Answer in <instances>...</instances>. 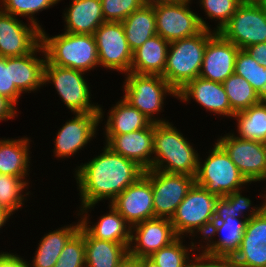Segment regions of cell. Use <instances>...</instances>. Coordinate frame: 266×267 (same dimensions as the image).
Returning a JSON list of instances; mask_svg holds the SVG:
<instances>
[{"instance_id":"1","label":"cell","mask_w":266,"mask_h":267,"mask_svg":"<svg viewBox=\"0 0 266 267\" xmlns=\"http://www.w3.org/2000/svg\"><path fill=\"white\" fill-rule=\"evenodd\" d=\"M103 152L80 165L76 172V181L81 198V212L88 214V209L103 199L114 200L129 185L135 183L144 174V169L135 161L115 153L105 146Z\"/></svg>"},{"instance_id":"2","label":"cell","mask_w":266,"mask_h":267,"mask_svg":"<svg viewBox=\"0 0 266 267\" xmlns=\"http://www.w3.org/2000/svg\"><path fill=\"white\" fill-rule=\"evenodd\" d=\"M169 122L154 123V144L151 169L195 177L199 157L183 134ZM166 163V164H165Z\"/></svg>"},{"instance_id":"3","label":"cell","mask_w":266,"mask_h":267,"mask_svg":"<svg viewBox=\"0 0 266 267\" xmlns=\"http://www.w3.org/2000/svg\"><path fill=\"white\" fill-rule=\"evenodd\" d=\"M41 44L44 48L43 54L50 64L83 72L99 65L94 35L64 32L48 37L42 29Z\"/></svg>"},{"instance_id":"4","label":"cell","mask_w":266,"mask_h":267,"mask_svg":"<svg viewBox=\"0 0 266 267\" xmlns=\"http://www.w3.org/2000/svg\"><path fill=\"white\" fill-rule=\"evenodd\" d=\"M215 33L203 29L195 36L169 43L162 76L177 92L199 77L207 42Z\"/></svg>"},{"instance_id":"5","label":"cell","mask_w":266,"mask_h":267,"mask_svg":"<svg viewBox=\"0 0 266 267\" xmlns=\"http://www.w3.org/2000/svg\"><path fill=\"white\" fill-rule=\"evenodd\" d=\"M220 199L221 197L210 194L204 187L194 183L171 218L176 235L182 237L184 233L193 235L200 232L202 238H205L214 222V213Z\"/></svg>"},{"instance_id":"6","label":"cell","mask_w":266,"mask_h":267,"mask_svg":"<svg viewBox=\"0 0 266 267\" xmlns=\"http://www.w3.org/2000/svg\"><path fill=\"white\" fill-rule=\"evenodd\" d=\"M200 161L195 183L210 194L223 198L249 183L217 142L205 162Z\"/></svg>"},{"instance_id":"7","label":"cell","mask_w":266,"mask_h":267,"mask_svg":"<svg viewBox=\"0 0 266 267\" xmlns=\"http://www.w3.org/2000/svg\"><path fill=\"white\" fill-rule=\"evenodd\" d=\"M191 0H161L151 3L155 11L157 34L166 41L189 38L203 29L211 30L208 24L189 9Z\"/></svg>"},{"instance_id":"8","label":"cell","mask_w":266,"mask_h":267,"mask_svg":"<svg viewBox=\"0 0 266 267\" xmlns=\"http://www.w3.org/2000/svg\"><path fill=\"white\" fill-rule=\"evenodd\" d=\"M126 74L123 98L153 123L168 122L156 119L153 115L161 112L164 97L167 93L177 98V91L161 75L136 74L133 72Z\"/></svg>"},{"instance_id":"9","label":"cell","mask_w":266,"mask_h":267,"mask_svg":"<svg viewBox=\"0 0 266 267\" xmlns=\"http://www.w3.org/2000/svg\"><path fill=\"white\" fill-rule=\"evenodd\" d=\"M85 72L50 64L44 66V84L52 81L64 104L73 113H100V106L90 103V88Z\"/></svg>"},{"instance_id":"10","label":"cell","mask_w":266,"mask_h":267,"mask_svg":"<svg viewBox=\"0 0 266 267\" xmlns=\"http://www.w3.org/2000/svg\"><path fill=\"white\" fill-rule=\"evenodd\" d=\"M218 33L239 49L266 42L265 4L242 3Z\"/></svg>"},{"instance_id":"11","label":"cell","mask_w":266,"mask_h":267,"mask_svg":"<svg viewBox=\"0 0 266 267\" xmlns=\"http://www.w3.org/2000/svg\"><path fill=\"white\" fill-rule=\"evenodd\" d=\"M152 185L155 218L170 219L195 183V177L149 169L143 174Z\"/></svg>"},{"instance_id":"12","label":"cell","mask_w":266,"mask_h":267,"mask_svg":"<svg viewBox=\"0 0 266 267\" xmlns=\"http://www.w3.org/2000/svg\"><path fill=\"white\" fill-rule=\"evenodd\" d=\"M266 199V195L264 197ZM239 249L232 257L234 267H266V200L249 210Z\"/></svg>"},{"instance_id":"13","label":"cell","mask_w":266,"mask_h":267,"mask_svg":"<svg viewBox=\"0 0 266 267\" xmlns=\"http://www.w3.org/2000/svg\"><path fill=\"white\" fill-rule=\"evenodd\" d=\"M217 143L226 151L245 179L251 184L266 180V145L241 139L234 134L221 136Z\"/></svg>"},{"instance_id":"14","label":"cell","mask_w":266,"mask_h":267,"mask_svg":"<svg viewBox=\"0 0 266 267\" xmlns=\"http://www.w3.org/2000/svg\"><path fill=\"white\" fill-rule=\"evenodd\" d=\"M99 65L129 73L133 60L122 22H104L94 32Z\"/></svg>"},{"instance_id":"15","label":"cell","mask_w":266,"mask_h":267,"mask_svg":"<svg viewBox=\"0 0 266 267\" xmlns=\"http://www.w3.org/2000/svg\"><path fill=\"white\" fill-rule=\"evenodd\" d=\"M41 44V29L25 25L17 17L0 9V56L20 57L33 52Z\"/></svg>"},{"instance_id":"16","label":"cell","mask_w":266,"mask_h":267,"mask_svg":"<svg viewBox=\"0 0 266 267\" xmlns=\"http://www.w3.org/2000/svg\"><path fill=\"white\" fill-rule=\"evenodd\" d=\"M110 204L131 227L155 218L152 185L144 175L129 185Z\"/></svg>"},{"instance_id":"17","label":"cell","mask_w":266,"mask_h":267,"mask_svg":"<svg viewBox=\"0 0 266 267\" xmlns=\"http://www.w3.org/2000/svg\"><path fill=\"white\" fill-rule=\"evenodd\" d=\"M103 113L100 107V113H76L74 119L65 122L55 139V156L70 157L86 146L95 136Z\"/></svg>"},{"instance_id":"18","label":"cell","mask_w":266,"mask_h":267,"mask_svg":"<svg viewBox=\"0 0 266 267\" xmlns=\"http://www.w3.org/2000/svg\"><path fill=\"white\" fill-rule=\"evenodd\" d=\"M131 229L133 230H131L128 252L139 258L150 257L154 252L170 245L178 238L171 220L166 218L145 220ZM132 242H136L134 246L131 245Z\"/></svg>"},{"instance_id":"19","label":"cell","mask_w":266,"mask_h":267,"mask_svg":"<svg viewBox=\"0 0 266 267\" xmlns=\"http://www.w3.org/2000/svg\"><path fill=\"white\" fill-rule=\"evenodd\" d=\"M239 48L216 32L207 42L199 77L223 83L235 71Z\"/></svg>"},{"instance_id":"20","label":"cell","mask_w":266,"mask_h":267,"mask_svg":"<svg viewBox=\"0 0 266 267\" xmlns=\"http://www.w3.org/2000/svg\"><path fill=\"white\" fill-rule=\"evenodd\" d=\"M106 146L115 153L135 161L144 170L152 167L154 123L147 128L121 135H106ZM152 154V155H151Z\"/></svg>"},{"instance_id":"21","label":"cell","mask_w":266,"mask_h":267,"mask_svg":"<svg viewBox=\"0 0 266 267\" xmlns=\"http://www.w3.org/2000/svg\"><path fill=\"white\" fill-rule=\"evenodd\" d=\"M191 97L205 109L214 112L215 114L228 117H233L235 114L231 110L222 83L214 82L202 77H196L177 92V98L184 102L189 101Z\"/></svg>"},{"instance_id":"22","label":"cell","mask_w":266,"mask_h":267,"mask_svg":"<svg viewBox=\"0 0 266 267\" xmlns=\"http://www.w3.org/2000/svg\"><path fill=\"white\" fill-rule=\"evenodd\" d=\"M247 219H236L228 216L224 221H214L211 228L204 238L208 240L205 246V252L213 255L233 257V255L239 249L241 238L243 236ZM224 235L218 239V241H212L213 235L220 233ZM212 241V242H211Z\"/></svg>"},{"instance_id":"23","label":"cell","mask_w":266,"mask_h":267,"mask_svg":"<svg viewBox=\"0 0 266 267\" xmlns=\"http://www.w3.org/2000/svg\"><path fill=\"white\" fill-rule=\"evenodd\" d=\"M65 32L93 35L105 22L101 0H73L64 13Z\"/></svg>"},{"instance_id":"24","label":"cell","mask_w":266,"mask_h":267,"mask_svg":"<svg viewBox=\"0 0 266 267\" xmlns=\"http://www.w3.org/2000/svg\"><path fill=\"white\" fill-rule=\"evenodd\" d=\"M41 51L44 52L42 44L29 54L11 57L12 81L20 93H29V91H35L38 87L44 85L46 56L44 59H38V56L35 55V53Z\"/></svg>"},{"instance_id":"25","label":"cell","mask_w":266,"mask_h":267,"mask_svg":"<svg viewBox=\"0 0 266 267\" xmlns=\"http://www.w3.org/2000/svg\"><path fill=\"white\" fill-rule=\"evenodd\" d=\"M169 42L156 34L133 52L130 72L136 74L163 75Z\"/></svg>"},{"instance_id":"26","label":"cell","mask_w":266,"mask_h":267,"mask_svg":"<svg viewBox=\"0 0 266 267\" xmlns=\"http://www.w3.org/2000/svg\"><path fill=\"white\" fill-rule=\"evenodd\" d=\"M109 213L100 217L93 225H88V215H83L81 226L94 238L121 244H130L131 226L123 216L110 204Z\"/></svg>"},{"instance_id":"27","label":"cell","mask_w":266,"mask_h":267,"mask_svg":"<svg viewBox=\"0 0 266 267\" xmlns=\"http://www.w3.org/2000/svg\"><path fill=\"white\" fill-rule=\"evenodd\" d=\"M126 40L132 52L157 34L155 11L152 4H144L122 21Z\"/></svg>"},{"instance_id":"28","label":"cell","mask_w":266,"mask_h":267,"mask_svg":"<svg viewBox=\"0 0 266 267\" xmlns=\"http://www.w3.org/2000/svg\"><path fill=\"white\" fill-rule=\"evenodd\" d=\"M85 267H117L130 244L99 240L84 229Z\"/></svg>"},{"instance_id":"29","label":"cell","mask_w":266,"mask_h":267,"mask_svg":"<svg viewBox=\"0 0 266 267\" xmlns=\"http://www.w3.org/2000/svg\"><path fill=\"white\" fill-rule=\"evenodd\" d=\"M105 125V135H121L147 128L152 121L124 98L116 103Z\"/></svg>"},{"instance_id":"30","label":"cell","mask_w":266,"mask_h":267,"mask_svg":"<svg viewBox=\"0 0 266 267\" xmlns=\"http://www.w3.org/2000/svg\"><path fill=\"white\" fill-rule=\"evenodd\" d=\"M29 140L25 137L0 140V174L22 179L27 177L30 165Z\"/></svg>"},{"instance_id":"31","label":"cell","mask_w":266,"mask_h":267,"mask_svg":"<svg viewBox=\"0 0 266 267\" xmlns=\"http://www.w3.org/2000/svg\"><path fill=\"white\" fill-rule=\"evenodd\" d=\"M81 222L76 225L64 226L46 234L40 241L35 257L32 261L33 267H54L58 257L68 240L80 229ZM27 264V267H30Z\"/></svg>"},{"instance_id":"32","label":"cell","mask_w":266,"mask_h":267,"mask_svg":"<svg viewBox=\"0 0 266 267\" xmlns=\"http://www.w3.org/2000/svg\"><path fill=\"white\" fill-rule=\"evenodd\" d=\"M233 118L238 121L237 130L239 138L266 142V103L250 106L241 112L234 114Z\"/></svg>"},{"instance_id":"33","label":"cell","mask_w":266,"mask_h":267,"mask_svg":"<svg viewBox=\"0 0 266 267\" xmlns=\"http://www.w3.org/2000/svg\"><path fill=\"white\" fill-rule=\"evenodd\" d=\"M231 110L234 113L248 109L261 101L251 84L240 75L233 73L223 83Z\"/></svg>"},{"instance_id":"34","label":"cell","mask_w":266,"mask_h":267,"mask_svg":"<svg viewBox=\"0 0 266 267\" xmlns=\"http://www.w3.org/2000/svg\"><path fill=\"white\" fill-rule=\"evenodd\" d=\"M237 75L246 79L259 96L266 87V67L259 65L244 49H240L235 59Z\"/></svg>"},{"instance_id":"35","label":"cell","mask_w":266,"mask_h":267,"mask_svg":"<svg viewBox=\"0 0 266 267\" xmlns=\"http://www.w3.org/2000/svg\"><path fill=\"white\" fill-rule=\"evenodd\" d=\"M28 182L17 176L0 174V207L6 209L13 215V212L21 208L24 194L23 190Z\"/></svg>"},{"instance_id":"36","label":"cell","mask_w":266,"mask_h":267,"mask_svg":"<svg viewBox=\"0 0 266 267\" xmlns=\"http://www.w3.org/2000/svg\"><path fill=\"white\" fill-rule=\"evenodd\" d=\"M0 9L5 13L13 16H28L30 23L38 26L41 30V26L36 22L33 15L38 11H43L58 3L60 0H0ZM4 7V8H3Z\"/></svg>"},{"instance_id":"37","label":"cell","mask_w":266,"mask_h":267,"mask_svg":"<svg viewBox=\"0 0 266 267\" xmlns=\"http://www.w3.org/2000/svg\"><path fill=\"white\" fill-rule=\"evenodd\" d=\"M54 267H85L84 228L82 226L68 240Z\"/></svg>"},{"instance_id":"38","label":"cell","mask_w":266,"mask_h":267,"mask_svg":"<svg viewBox=\"0 0 266 267\" xmlns=\"http://www.w3.org/2000/svg\"><path fill=\"white\" fill-rule=\"evenodd\" d=\"M182 237H178L170 245L154 252L150 258L159 267H186L190 260L188 248L182 245Z\"/></svg>"},{"instance_id":"39","label":"cell","mask_w":266,"mask_h":267,"mask_svg":"<svg viewBox=\"0 0 266 267\" xmlns=\"http://www.w3.org/2000/svg\"><path fill=\"white\" fill-rule=\"evenodd\" d=\"M240 193V190H237L219 200L216 212L214 213V221H224L228 216L236 219H240L241 217L249 218L242 215V212L250 209L251 200L247 197H243Z\"/></svg>"},{"instance_id":"40","label":"cell","mask_w":266,"mask_h":267,"mask_svg":"<svg viewBox=\"0 0 266 267\" xmlns=\"http://www.w3.org/2000/svg\"><path fill=\"white\" fill-rule=\"evenodd\" d=\"M202 8L205 9L208 17L219 20L215 32L220 31L223 26L231 19L238 7L242 4L241 0H200Z\"/></svg>"},{"instance_id":"41","label":"cell","mask_w":266,"mask_h":267,"mask_svg":"<svg viewBox=\"0 0 266 267\" xmlns=\"http://www.w3.org/2000/svg\"><path fill=\"white\" fill-rule=\"evenodd\" d=\"M101 3L105 22H122L145 4L142 0H101Z\"/></svg>"},{"instance_id":"42","label":"cell","mask_w":266,"mask_h":267,"mask_svg":"<svg viewBox=\"0 0 266 267\" xmlns=\"http://www.w3.org/2000/svg\"><path fill=\"white\" fill-rule=\"evenodd\" d=\"M0 95L5 96L14 105L18 103V98L21 95L12 81L11 57L0 56Z\"/></svg>"},{"instance_id":"43","label":"cell","mask_w":266,"mask_h":267,"mask_svg":"<svg viewBox=\"0 0 266 267\" xmlns=\"http://www.w3.org/2000/svg\"><path fill=\"white\" fill-rule=\"evenodd\" d=\"M190 259L186 267H234L232 258L228 256L213 255L203 251Z\"/></svg>"},{"instance_id":"44","label":"cell","mask_w":266,"mask_h":267,"mask_svg":"<svg viewBox=\"0 0 266 267\" xmlns=\"http://www.w3.org/2000/svg\"><path fill=\"white\" fill-rule=\"evenodd\" d=\"M244 50L257 61L259 65L266 67V42L250 45Z\"/></svg>"},{"instance_id":"45","label":"cell","mask_w":266,"mask_h":267,"mask_svg":"<svg viewBox=\"0 0 266 267\" xmlns=\"http://www.w3.org/2000/svg\"><path fill=\"white\" fill-rule=\"evenodd\" d=\"M28 262L13 253H0V267H27Z\"/></svg>"},{"instance_id":"46","label":"cell","mask_w":266,"mask_h":267,"mask_svg":"<svg viewBox=\"0 0 266 267\" xmlns=\"http://www.w3.org/2000/svg\"><path fill=\"white\" fill-rule=\"evenodd\" d=\"M15 107L16 106L9 99L0 95V121L13 119L15 114H17Z\"/></svg>"},{"instance_id":"47","label":"cell","mask_w":266,"mask_h":267,"mask_svg":"<svg viewBox=\"0 0 266 267\" xmlns=\"http://www.w3.org/2000/svg\"><path fill=\"white\" fill-rule=\"evenodd\" d=\"M117 267H140V258L127 252Z\"/></svg>"},{"instance_id":"48","label":"cell","mask_w":266,"mask_h":267,"mask_svg":"<svg viewBox=\"0 0 266 267\" xmlns=\"http://www.w3.org/2000/svg\"><path fill=\"white\" fill-rule=\"evenodd\" d=\"M140 267H159V266L150 257H141Z\"/></svg>"},{"instance_id":"49","label":"cell","mask_w":266,"mask_h":267,"mask_svg":"<svg viewBox=\"0 0 266 267\" xmlns=\"http://www.w3.org/2000/svg\"><path fill=\"white\" fill-rule=\"evenodd\" d=\"M11 213L6 209L0 207V228L6 223V221L10 218Z\"/></svg>"},{"instance_id":"50","label":"cell","mask_w":266,"mask_h":267,"mask_svg":"<svg viewBox=\"0 0 266 267\" xmlns=\"http://www.w3.org/2000/svg\"><path fill=\"white\" fill-rule=\"evenodd\" d=\"M242 3H264L266 0H241Z\"/></svg>"},{"instance_id":"51","label":"cell","mask_w":266,"mask_h":267,"mask_svg":"<svg viewBox=\"0 0 266 267\" xmlns=\"http://www.w3.org/2000/svg\"><path fill=\"white\" fill-rule=\"evenodd\" d=\"M260 99L262 102L266 103V87H265L264 92L260 95Z\"/></svg>"},{"instance_id":"52","label":"cell","mask_w":266,"mask_h":267,"mask_svg":"<svg viewBox=\"0 0 266 267\" xmlns=\"http://www.w3.org/2000/svg\"><path fill=\"white\" fill-rule=\"evenodd\" d=\"M145 4H151L153 2H159L161 0H142Z\"/></svg>"}]
</instances>
